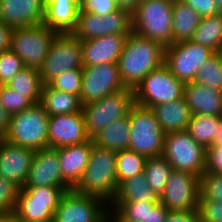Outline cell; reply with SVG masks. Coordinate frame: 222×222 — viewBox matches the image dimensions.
Segmentation results:
<instances>
[{
	"label": "cell",
	"mask_w": 222,
	"mask_h": 222,
	"mask_svg": "<svg viewBox=\"0 0 222 222\" xmlns=\"http://www.w3.org/2000/svg\"><path fill=\"white\" fill-rule=\"evenodd\" d=\"M165 47L154 40L131 32L118 59V70L125 88L133 90L148 73L164 64Z\"/></svg>",
	"instance_id": "cell-1"
},
{
	"label": "cell",
	"mask_w": 222,
	"mask_h": 222,
	"mask_svg": "<svg viewBox=\"0 0 222 222\" xmlns=\"http://www.w3.org/2000/svg\"><path fill=\"white\" fill-rule=\"evenodd\" d=\"M116 156V151L93 145L89 163L73 190L83 195L99 197L109 205L118 190Z\"/></svg>",
	"instance_id": "cell-2"
},
{
	"label": "cell",
	"mask_w": 222,
	"mask_h": 222,
	"mask_svg": "<svg viewBox=\"0 0 222 222\" xmlns=\"http://www.w3.org/2000/svg\"><path fill=\"white\" fill-rule=\"evenodd\" d=\"M172 6L173 0L139 2L131 13L132 31L164 47L172 45Z\"/></svg>",
	"instance_id": "cell-3"
},
{
	"label": "cell",
	"mask_w": 222,
	"mask_h": 222,
	"mask_svg": "<svg viewBox=\"0 0 222 222\" xmlns=\"http://www.w3.org/2000/svg\"><path fill=\"white\" fill-rule=\"evenodd\" d=\"M49 115L37 103L10 116L5 140L13 145L37 151L48 148Z\"/></svg>",
	"instance_id": "cell-4"
},
{
	"label": "cell",
	"mask_w": 222,
	"mask_h": 222,
	"mask_svg": "<svg viewBox=\"0 0 222 222\" xmlns=\"http://www.w3.org/2000/svg\"><path fill=\"white\" fill-rule=\"evenodd\" d=\"M129 148L146 158L162 156L165 133L151 108L135 104L129 113Z\"/></svg>",
	"instance_id": "cell-5"
},
{
	"label": "cell",
	"mask_w": 222,
	"mask_h": 222,
	"mask_svg": "<svg viewBox=\"0 0 222 222\" xmlns=\"http://www.w3.org/2000/svg\"><path fill=\"white\" fill-rule=\"evenodd\" d=\"M71 187H21L14 214L20 222H52L62 196Z\"/></svg>",
	"instance_id": "cell-6"
},
{
	"label": "cell",
	"mask_w": 222,
	"mask_h": 222,
	"mask_svg": "<svg viewBox=\"0 0 222 222\" xmlns=\"http://www.w3.org/2000/svg\"><path fill=\"white\" fill-rule=\"evenodd\" d=\"M135 104L134 90L125 88L122 91L82 106L88 137L92 139L113 121L129 115Z\"/></svg>",
	"instance_id": "cell-7"
},
{
	"label": "cell",
	"mask_w": 222,
	"mask_h": 222,
	"mask_svg": "<svg viewBox=\"0 0 222 222\" xmlns=\"http://www.w3.org/2000/svg\"><path fill=\"white\" fill-rule=\"evenodd\" d=\"M162 156L173 170L201 176L206 168V149L185 131L165 134Z\"/></svg>",
	"instance_id": "cell-8"
},
{
	"label": "cell",
	"mask_w": 222,
	"mask_h": 222,
	"mask_svg": "<svg viewBox=\"0 0 222 222\" xmlns=\"http://www.w3.org/2000/svg\"><path fill=\"white\" fill-rule=\"evenodd\" d=\"M56 34L43 23L13 28L10 50L21 58L24 67L39 70Z\"/></svg>",
	"instance_id": "cell-9"
},
{
	"label": "cell",
	"mask_w": 222,
	"mask_h": 222,
	"mask_svg": "<svg viewBox=\"0 0 222 222\" xmlns=\"http://www.w3.org/2000/svg\"><path fill=\"white\" fill-rule=\"evenodd\" d=\"M184 85L163 64L148 73L136 87L134 90L135 102L142 107L151 108L183 98Z\"/></svg>",
	"instance_id": "cell-10"
},
{
	"label": "cell",
	"mask_w": 222,
	"mask_h": 222,
	"mask_svg": "<svg viewBox=\"0 0 222 222\" xmlns=\"http://www.w3.org/2000/svg\"><path fill=\"white\" fill-rule=\"evenodd\" d=\"M72 68H83L81 41L72 33H57L39 69L43 84Z\"/></svg>",
	"instance_id": "cell-11"
},
{
	"label": "cell",
	"mask_w": 222,
	"mask_h": 222,
	"mask_svg": "<svg viewBox=\"0 0 222 222\" xmlns=\"http://www.w3.org/2000/svg\"><path fill=\"white\" fill-rule=\"evenodd\" d=\"M106 203L99 197L83 195L72 189L62 196L53 222H108L111 212L104 207Z\"/></svg>",
	"instance_id": "cell-12"
},
{
	"label": "cell",
	"mask_w": 222,
	"mask_h": 222,
	"mask_svg": "<svg viewBox=\"0 0 222 222\" xmlns=\"http://www.w3.org/2000/svg\"><path fill=\"white\" fill-rule=\"evenodd\" d=\"M214 52L191 40L180 41L165 47L164 64L184 84L193 82L197 71Z\"/></svg>",
	"instance_id": "cell-13"
},
{
	"label": "cell",
	"mask_w": 222,
	"mask_h": 222,
	"mask_svg": "<svg viewBox=\"0 0 222 222\" xmlns=\"http://www.w3.org/2000/svg\"><path fill=\"white\" fill-rule=\"evenodd\" d=\"M118 64L105 63L83 67L80 101L82 106L124 90Z\"/></svg>",
	"instance_id": "cell-14"
},
{
	"label": "cell",
	"mask_w": 222,
	"mask_h": 222,
	"mask_svg": "<svg viewBox=\"0 0 222 222\" xmlns=\"http://www.w3.org/2000/svg\"><path fill=\"white\" fill-rule=\"evenodd\" d=\"M200 197V177L173 170L159 202L169 211L197 210Z\"/></svg>",
	"instance_id": "cell-15"
},
{
	"label": "cell",
	"mask_w": 222,
	"mask_h": 222,
	"mask_svg": "<svg viewBox=\"0 0 222 222\" xmlns=\"http://www.w3.org/2000/svg\"><path fill=\"white\" fill-rule=\"evenodd\" d=\"M83 112L49 117L48 148H60L88 141Z\"/></svg>",
	"instance_id": "cell-16"
},
{
	"label": "cell",
	"mask_w": 222,
	"mask_h": 222,
	"mask_svg": "<svg viewBox=\"0 0 222 222\" xmlns=\"http://www.w3.org/2000/svg\"><path fill=\"white\" fill-rule=\"evenodd\" d=\"M70 187L61 175L58 148L35 151L24 187Z\"/></svg>",
	"instance_id": "cell-17"
},
{
	"label": "cell",
	"mask_w": 222,
	"mask_h": 222,
	"mask_svg": "<svg viewBox=\"0 0 222 222\" xmlns=\"http://www.w3.org/2000/svg\"><path fill=\"white\" fill-rule=\"evenodd\" d=\"M35 151L0 139V175L24 187Z\"/></svg>",
	"instance_id": "cell-18"
},
{
	"label": "cell",
	"mask_w": 222,
	"mask_h": 222,
	"mask_svg": "<svg viewBox=\"0 0 222 222\" xmlns=\"http://www.w3.org/2000/svg\"><path fill=\"white\" fill-rule=\"evenodd\" d=\"M45 0H0V21L11 28L42 24Z\"/></svg>",
	"instance_id": "cell-19"
},
{
	"label": "cell",
	"mask_w": 222,
	"mask_h": 222,
	"mask_svg": "<svg viewBox=\"0 0 222 222\" xmlns=\"http://www.w3.org/2000/svg\"><path fill=\"white\" fill-rule=\"evenodd\" d=\"M128 35H104L81 41L83 67L117 63Z\"/></svg>",
	"instance_id": "cell-20"
},
{
	"label": "cell",
	"mask_w": 222,
	"mask_h": 222,
	"mask_svg": "<svg viewBox=\"0 0 222 222\" xmlns=\"http://www.w3.org/2000/svg\"><path fill=\"white\" fill-rule=\"evenodd\" d=\"M93 140L58 148L62 179L73 189L81 180L89 163Z\"/></svg>",
	"instance_id": "cell-21"
},
{
	"label": "cell",
	"mask_w": 222,
	"mask_h": 222,
	"mask_svg": "<svg viewBox=\"0 0 222 222\" xmlns=\"http://www.w3.org/2000/svg\"><path fill=\"white\" fill-rule=\"evenodd\" d=\"M183 97L192 115L222 116V92L210 86L194 81L186 83Z\"/></svg>",
	"instance_id": "cell-22"
},
{
	"label": "cell",
	"mask_w": 222,
	"mask_h": 222,
	"mask_svg": "<svg viewBox=\"0 0 222 222\" xmlns=\"http://www.w3.org/2000/svg\"><path fill=\"white\" fill-rule=\"evenodd\" d=\"M78 12L79 0H45L43 24L57 33H72Z\"/></svg>",
	"instance_id": "cell-23"
},
{
	"label": "cell",
	"mask_w": 222,
	"mask_h": 222,
	"mask_svg": "<svg viewBox=\"0 0 222 222\" xmlns=\"http://www.w3.org/2000/svg\"><path fill=\"white\" fill-rule=\"evenodd\" d=\"M163 132L185 131L191 121L192 113L185 98L173 100L151 107Z\"/></svg>",
	"instance_id": "cell-24"
},
{
	"label": "cell",
	"mask_w": 222,
	"mask_h": 222,
	"mask_svg": "<svg viewBox=\"0 0 222 222\" xmlns=\"http://www.w3.org/2000/svg\"><path fill=\"white\" fill-rule=\"evenodd\" d=\"M39 104L49 116L82 112L80 97L44 84Z\"/></svg>",
	"instance_id": "cell-25"
},
{
	"label": "cell",
	"mask_w": 222,
	"mask_h": 222,
	"mask_svg": "<svg viewBox=\"0 0 222 222\" xmlns=\"http://www.w3.org/2000/svg\"><path fill=\"white\" fill-rule=\"evenodd\" d=\"M202 17L182 0H173V43L190 40Z\"/></svg>",
	"instance_id": "cell-26"
},
{
	"label": "cell",
	"mask_w": 222,
	"mask_h": 222,
	"mask_svg": "<svg viewBox=\"0 0 222 222\" xmlns=\"http://www.w3.org/2000/svg\"><path fill=\"white\" fill-rule=\"evenodd\" d=\"M129 139V115L113 121L92 138L94 145L116 152L128 149Z\"/></svg>",
	"instance_id": "cell-27"
},
{
	"label": "cell",
	"mask_w": 222,
	"mask_h": 222,
	"mask_svg": "<svg viewBox=\"0 0 222 222\" xmlns=\"http://www.w3.org/2000/svg\"><path fill=\"white\" fill-rule=\"evenodd\" d=\"M190 40L214 53L222 52V14L202 18Z\"/></svg>",
	"instance_id": "cell-28"
},
{
	"label": "cell",
	"mask_w": 222,
	"mask_h": 222,
	"mask_svg": "<svg viewBox=\"0 0 222 222\" xmlns=\"http://www.w3.org/2000/svg\"><path fill=\"white\" fill-rule=\"evenodd\" d=\"M159 201L144 173L130 177L118 185L117 193L112 201Z\"/></svg>",
	"instance_id": "cell-29"
},
{
	"label": "cell",
	"mask_w": 222,
	"mask_h": 222,
	"mask_svg": "<svg viewBox=\"0 0 222 222\" xmlns=\"http://www.w3.org/2000/svg\"><path fill=\"white\" fill-rule=\"evenodd\" d=\"M222 116L192 115L186 131L205 149L218 138L219 119Z\"/></svg>",
	"instance_id": "cell-30"
},
{
	"label": "cell",
	"mask_w": 222,
	"mask_h": 222,
	"mask_svg": "<svg viewBox=\"0 0 222 222\" xmlns=\"http://www.w3.org/2000/svg\"><path fill=\"white\" fill-rule=\"evenodd\" d=\"M158 201H112L115 222H149L150 209Z\"/></svg>",
	"instance_id": "cell-31"
},
{
	"label": "cell",
	"mask_w": 222,
	"mask_h": 222,
	"mask_svg": "<svg viewBox=\"0 0 222 222\" xmlns=\"http://www.w3.org/2000/svg\"><path fill=\"white\" fill-rule=\"evenodd\" d=\"M15 92L25 93L34 104L39 103L43 82L39 70L24 67L6 84Z\"/></svg>",
	"instance_id": "cell-32"
},
{
	"label": "cell",
	"mask_w": 222,
	"mask_h": 222,
	"mask_svg": "<svg viewBox=\"0 0 222 222\" xmlns=\"http://www.w3.org/2000/svg\"><path fill=\"white\" fill-rule=\"evenodd\" d=\"M173 172V167L163 156L146 159L144 174L150 188L160 197L164 192L166 183Z\"/></svg>",
	"instance_id": "cell-33"
},
{
	"label": "cell",
	"mask_w": 222,
	"mask_h": 222,
	"mask_svg": "<svg viewBox=\"0 0 222 222\" xmlns=\"http://www.w3.org/2000/svg\"><path fill=\"white\" fill-rule=\"evenodd\" d=\"M146 159L145 156L130 149L118 151L116 156L118 185L130 177L144 173Z\"/></svg>",
	"instance_id": "cell-34"
},
{
	"label": "cell",
	"mask_w": 222,
	"mask_h": 222,
	"mask_svg": "<svg viewBox=\"0 0 222 222\" xmlns=\"http://www.w3.org/2000/svg\"><path fill=\"white\" fill-rule=\"evenodd\" d=\"M194 82L222 92V53H214L199 67Z\"/></svg>",
	"instance_id": "cell-35"
},
{
	"label": "cell",
	"mask_w": 222,
	"mask_h": 222,
	"mask_svg": "<svg viewBox=\"0 0 222 222\" xmlns=\"http://www.w3.org/2000/svg\"><path fill=\"white\" fill-rule=\"evenodd\" d=\"M72 34L80 41L105 35V20L93 13L78 12L76 28Z\"/></svg>",
	"instance_id": "cell-36"
},
{
	"label": "cell",
	"mask_w": 222,
	"mask_h": 222,
	"mask_svg": "<svg viewBox=\"0 0 222 222\" xmlns=\"http://www.w3.org/2000/svg\"><path fill=\"white\" fill-rule=\"evenodd\" d=\"M83 68H72L54 77L47 85L54 90L67 92L80 97Z\"/></svg>",
	"instance_id": "cell-37"
},
{
	"label": "cell",
	"mask_w": 222,
	"mask_h": 222,
	"mask_svg": "<svg viewBox=\"0 0 222 222\" xmlns=\"http://www.w3.org/2000/svg\"><path fill=\"white\" fill-rule=\"evenodd\" d=\"M105 20V35H129L132 32L131 13L124 9H119L102 16Z\"/></svg>",
	"instance_id": "cell-38"
},
{
	"label": "cell",
	"mask_w": 222,
	"mask_h": 222,
	"mask_svg": "<svg viewBox=\"0 0 222 222\" xmlns=\"http://www.w3.org/2000/svg\"><path fill=\"white\" fill-rule=\"evenodd\" d=\"M0 102L10 116L26 110L34 104L25 96V93L15 92L6 84L0 85Z\"/></svg>",
	"instance_id": "cell-39"
},
{
	"label": "cell",
	"mask_w": 222,
	"mask_h": 222,
	"mask_svg": "<svg viewBox=\"0 0 222 222\" xmlns=\"http://www.w3.org/2000/svg\"><path fill=\"white\" fill-rule=\"evenodd\" d=\"M199 199H210L222 202V174L204 172L200 176Z\"/></svg>",
	"instance_id": "cell-40"
},
{
	"label": "cell",
	"mask_w": 222,
	"mask_h": 222,
	"mask_svg": "<svg viewBox=\"0 0 222 222\" xmlns=\"http://www.w3.org/2000/svg\"><path fill=\"white\" fill-rule=\"evenodd\" d=\"M20 186L0 175V213H14Z\"/></svg>",
	"instance_id": "cell-41"
},
{
	"label": "cell",
	"mask_w": 222,
	"mask_h": 222,
	"mask_svg": "<svg viewBox=\"0 0 222 222\" xmlns=\"http://www.w3.org/2000/svg\"><path fill=\"white\" fill-rule=\"evenodd\" d=\"M24 68L21 58L11 50L0 53V85H5Z\"/></svg>",
	"instance_id": "cell-42"
},
{
	"label": "cell",
	"mask_w": 222,
	"mask_h": 222,
	"mask_svg": "<svg viewBox=\"0 0 222 222\" xmlns=\"http://www.w3.org/2000/svg\"><path fill=\"white\" fill-rule=\"evenodd\" d=\"M199 222H222V202L199 199L197 207Z\"/></svg>",
	"instance_id": "cell-43"
},
{
	"label": "cell",
	"mask_w": 222,
	"mask_h": 222,
	"mask_svg": "<svg viewBox=\"0 0 222 222\" xmlns=\"http://www.w3.org/2000/svg\"><path fill=\"white\" fill-rule=\"evenodd\" d=\"M115 0H79V12L105 16L119 10Z\"/></svg>",
	"instance_id": "cell-44"
},
{
	"label": "cell",
	"mask_w": 222,
	"mask_h": 222,
	"mask_svg": "<svg viewBox=\"0 0 222 222\" xmlns=\"http://www.w3.org/2000/svg\"><path fill=\"white\" fill-rule=\"evenodd\" d=\"M202 18L220 13L216 0H182Z\"/></svg>",
	"instance_id": "cell-45"
},
{
	"label": "cell",
	"mask_w": 222,
	"mask_h": 222,
	"mask_svg": "<svg viewBox=\"0 0 222 222\" xmlns=\"http://www.w3.org/2000/svg\"><path fill=\"white\" fill-rule=\"evenodd\" d=\"M205 172L222 174V146H211L206 149Z\"/></svg>",
	"instance_id": "cell-46"
},
{
	"label": "cell",
	"mask_w": 222,
	"mask_h": 222,
	"mask_svg": "<svg viewBox=\"0 0 222 222\" xmlns=\"http://www.w3.org/2000/svg\"><path fill=\"white\" fill-rule=\"evenodd\" d=\"M165 222H199L197 210L168 211Z\"/></svg>",
	"instance_id": "cell-47"
},
{
	"label": "cell",
	"mask_w": 222,
	"mask_h": 222,
	"mask_svg": "<svg viewBox=\"0 0 222 222\" xmlns=\"http://www.w3.org/2000/svg\"><path fill=\"white\" fill-rule=\"evenodd\" d=\"M12 31L13 28L0 21V53L10 50Z\"/></svg>",
	"instance_id": "cell-48"
},
{
	"label": "cell",
	"mask_w": 222,
	"mask_h": 222,
	"mask_svg": "<svg viewBox=\"0 0 222 222\" xmlns=\"http://www.w3.org/2000/svg\"><path fill=\"white\" fill-rule=\"evenodd\" d=\"M168 209L159 201L150 209L149 222H165Z\"/></svg>",
	"instance_id": "cell-49"
},
{
	"label": "cell",
	"mask_w": 222,
	"mask_h": 222,
	"mask_svg": "<svg viewBox=\"0 0 222 222\" xmlns=\"http://www.w3.org/2000/svg\"><path fill=\"white\" fill-rule=\"evenodd\" d=\"M10 115L6 112L0 102V139H4L9 127Z\"/></svg>",
	"instance_id": "cell-50"
},
{
	"label": "cell",
	"mask_w": 222,
	"mask_h": 222,
	"mask_svg": "<svg viewBox=\"0 0 222 222\" xmlns=\"http://www.w3.org/2000/svg\"><path fill=\"white\" fill-rule=\"evenodd\" d=\"M120 9H124L132 13L139 3V0H115Z\"/></svg>",
	"instance_id": "cell-51"
},
{
	"label": "cell",
	"mask_w": 222,
	"mask_h": 222,
	"mask_svg": "<svg viewBox=\"0 0 222 222\" xmlns=\"http://www.w3.org/2000/svg\"><path fill=\"white\" fill-rule=\"evenodd\" d=\"M0 222H20L14 213H0Z\"/></svg>",
	"instance_id": "cell-52"
},
{
	"label": "cell",
	"mask_w": 222,
	"mask_h": 222,
	"mask_svg": "<svg viewBox=\"0 0 222 222\" xmlns=\"http://www.w3.org/2000/svg\"><path fill=\"white\" fill-rule=\"evenodd\" d=\"M212 146H222V117L219 119L218 138L214 141Z\"/></svg>",
	"instance_id": "cell-53"
},
{
	"label": "cell",
	"mask_w": 222,
	"mask_h": 222,
	"mask_svg": "<svg viewBox=\"0 0 222 222\" xmlns=\"http://www.w3.org/2000/svg\"><path fill=\"white\" fill-rule=\"evenodd\" d=\"M220 13L222 14V0H216Z\"/></svg>",
	"instance_id": "cell-54"
},
{
	"label": "cell",
	"mask_w": 222,
	"mask_h": 222,
	"mask_svg": "<svg viewBox=\"0 0 222 222\" xmlns=\"http://www.w3.org/2000/svg\"><path fill=\"white\" fill-rule=\"evenodd\" d=\"M108 222H115L114 220H111V217H110V219H109V221Z\"/></svg>",
	"instance_id": "cell-55"
}]
</instances>
